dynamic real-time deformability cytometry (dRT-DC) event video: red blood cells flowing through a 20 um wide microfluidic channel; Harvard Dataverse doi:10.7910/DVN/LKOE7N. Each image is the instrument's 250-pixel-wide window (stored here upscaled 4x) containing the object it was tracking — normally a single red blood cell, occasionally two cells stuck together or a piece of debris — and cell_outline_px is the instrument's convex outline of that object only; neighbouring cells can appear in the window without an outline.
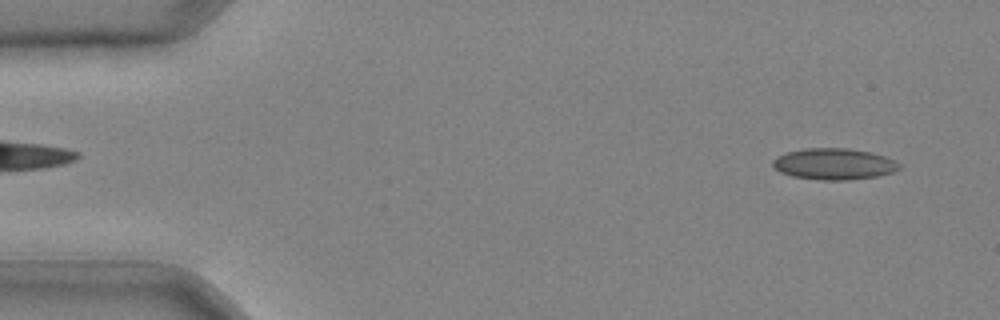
{"species": "common noctule bat (a hibernating species)", "species_latin": "Nyctalus noctula", "temperature_condition": "cold", "stored_images_in_passage": 40, "camera_frame_rate_fps": 3000, "um_per_image_px": 0.085, "animal": {"sex": "male", "body_mass_g": 20.4}, "frame": {"image": 1, "passage_image": 2, "time_ms": 0.333, "image_size_px": [1000, 320], "cell_outline_px": [[900, 168], [892, 172], [876, 176], [848, 180], [820, 180], [792, 176], [780, 172], [772, 164], [772, 160], [776, 156], [788, 152], [804, 148], [848, 148], [872, 152], [896, 160], [900, 164]], "centroid_in_image_um": [70.89, 13.93], "position_along_channel_um": 14.1, "area_um2": 23.12}}
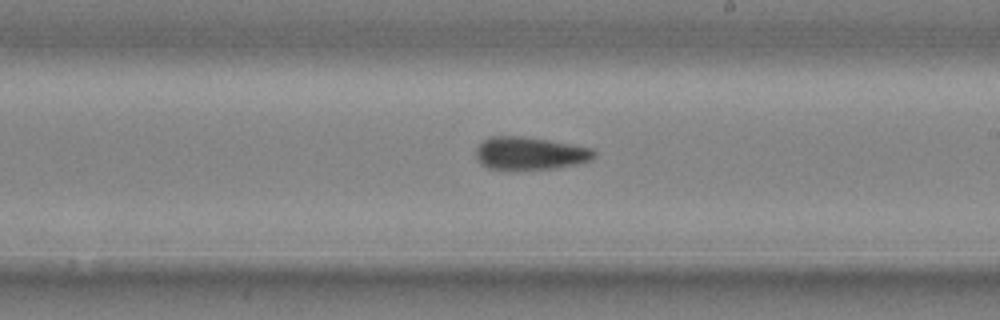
{"frame": {"image": 2, "passage_image": 24, "time_ms": 7.667, "image_size_px": [1000, 320], "cell_outline_px": [[596, 156], [588, 160], [576, 164], [552, 168], [488, 168], [476, 156], [476, 148], [488, 136], [520, 136], [548, 140], [592, 148], [596, 152]], "centroid_in_image_um": [45.06, 13.0], "position_along_channel_um": 243.9, "area_um2": 21.91}}
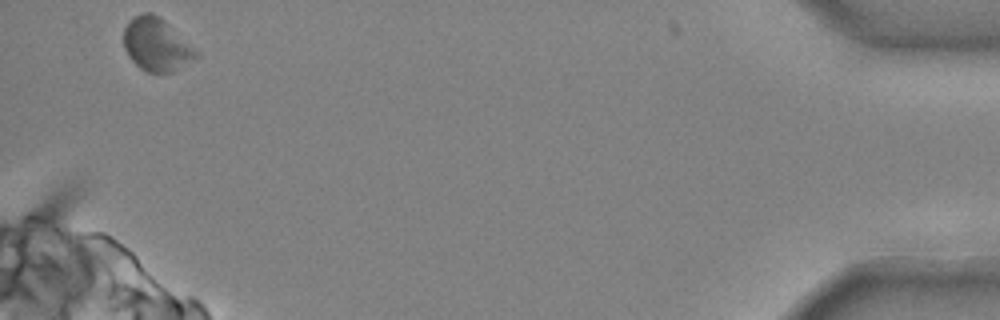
{"frame": {"image": 3, "passage_image": 40, "time_ms": 13.0, "image_size_px": [1000, 320], "cell_outline_px": [[200, 56], [172, 72], [148, 72], [140, 68], [128, 56], [124, 48], [124, 28], [136, 16], [144, 12], [152, 12], [160, 16], [200, 52]], "centroid_in_image_um": [13.33, 3.79], "position_along_channel_um": 421.9, "area_um2": 22.31}}